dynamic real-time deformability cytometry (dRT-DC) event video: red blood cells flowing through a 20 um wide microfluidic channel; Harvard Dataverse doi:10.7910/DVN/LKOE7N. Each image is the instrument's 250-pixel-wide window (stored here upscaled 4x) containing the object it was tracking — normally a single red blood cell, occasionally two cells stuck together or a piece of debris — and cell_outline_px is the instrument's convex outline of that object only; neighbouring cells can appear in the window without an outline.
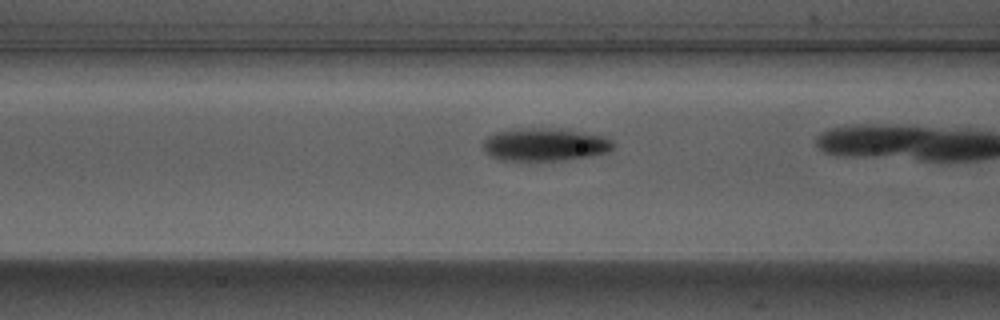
{"species": "Egyptian fruit bat (a non-hibernating species)", "species_latin": "Rousettus aegyptiacus", "temperature_condition": "warm", "stored_images_in_passage": 13, "camera_frame_rate_fps": 3000, "um_per_image_px": 0.085, "animal": {"sex": "male"}, "frame": {"image": 1, "passage_image": 11, "time_ms": 3.333, "image_size_px": [1000, 320], "cell_outline_px": [[616, 144], [608, 152], [588, 156], [564, 160], [532, 164], [528, 164], [500, 160], [488, 156], [484, 152], [484, 140], [488, 136], [496, 132], [516, 128], [560, 128], [608, 136]], "centroid_in_image_um": [46.29, 12.33], "position_along_channel_um": 120.3, "area_um2": 26.24}}